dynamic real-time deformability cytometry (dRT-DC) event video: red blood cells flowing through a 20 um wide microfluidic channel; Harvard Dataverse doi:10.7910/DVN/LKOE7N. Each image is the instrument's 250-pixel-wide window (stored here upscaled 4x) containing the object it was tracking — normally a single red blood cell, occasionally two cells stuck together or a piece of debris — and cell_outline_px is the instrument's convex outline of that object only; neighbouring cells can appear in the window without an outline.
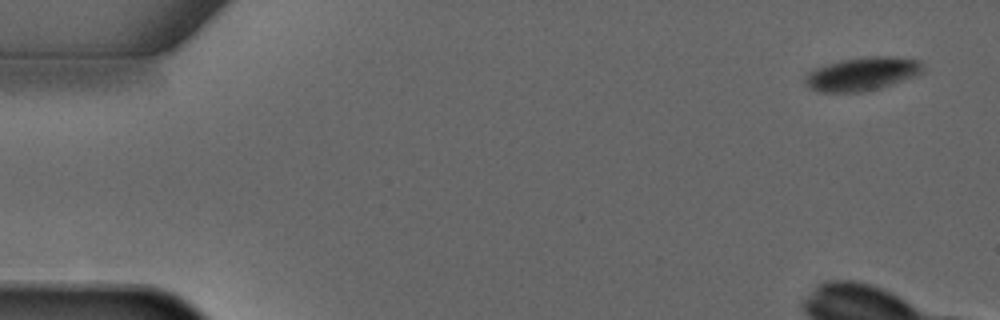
{"species": "common noctule bat (a hibernating species)", "species_latin": "Nyctalus noctula", "temperature_condition": "warm", "stored_images_in_passage": 5, "camera_frame_rate_fps": 3000, "um_per_image_px": 0.085, "animal": {"sex": "male", "forearm_length_mm": 52.5}, "frame": {"image": 1, "passage_image": 1, "time_ms": 0.0, "image_size_px": [1000, 320], "cell_outline_px": [[924, 72], [864, 92], [820, 92], [812, 88], [804, 80], [808, 72], [816, 68], [840, 60], [872, 56], [892, 56], [920, 60], [924, 68]], "centroid_in_image_um": [73.29, 6.26], "position_along_channel_um": 11.7, "area_um2": 22.43}}